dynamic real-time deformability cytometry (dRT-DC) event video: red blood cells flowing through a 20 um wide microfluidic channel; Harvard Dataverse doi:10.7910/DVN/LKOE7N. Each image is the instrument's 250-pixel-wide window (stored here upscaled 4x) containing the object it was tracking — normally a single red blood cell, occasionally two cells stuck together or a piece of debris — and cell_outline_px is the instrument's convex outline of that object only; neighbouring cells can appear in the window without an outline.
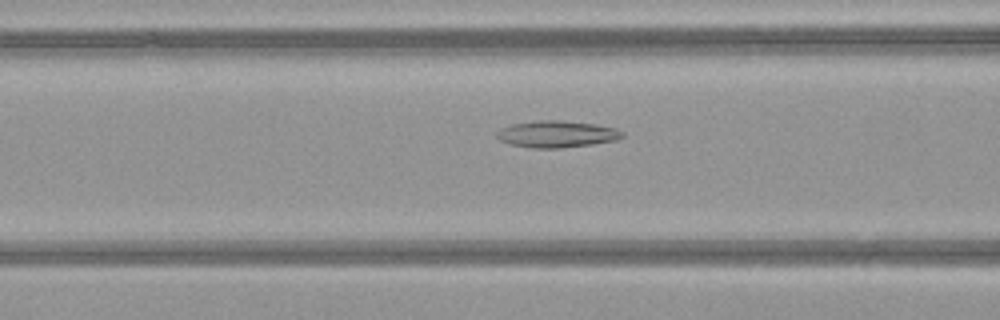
{"species": "common noctule bat (a hibernating species)", "species_latin": "Nyctalus noctula", "temperature_condition": "warm", "stored_images_in_passage": 43, "camera_frame_rate_fps": 3000, "um_per_image_px": 0.085, "animal": {"sex": "female", "body_mass_g": 21.9}, "frame": {"image": 1, "passage_image": 13, "time_ms": 4.0, "image_size_px": [1000, 320], "cell_outline_px": [[624, 136], [616, 140], [592, 144], [560, 148], [532, 148], [508, 144], [500, 140], [496, 136], [496, 132], [500, 128], [512, 124], [536, 120], [560, 120], [596, 124], [616, 128], [624, 132]], "centroid_in_image_um": [47.31, 11.39], "position_along_channel_um": 119.3, "area_um2": 19.71}}
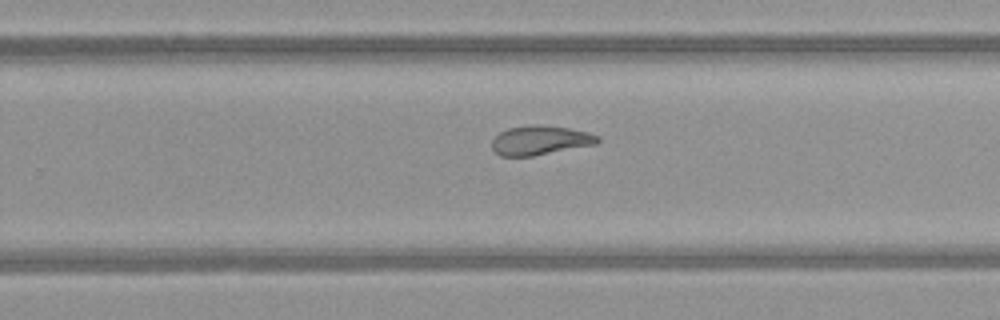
{"frame": {"image": 2, "passage_image": 25, "time_ms": 8.0, "image_size_px": [1000, 320], "cell_outline_px": [[600, 140], [596, 144], [532, 156], [500, 156], [492, 148], [492, 140], [500, 132], [508, 128], [532, 124], [536, 124], [568, 128], [588, 132], [600, 136]], "centroid_in_image_um": [45.92, 11.92], "position_along_channel_um": 283.9, "area_um2": 17.98}}
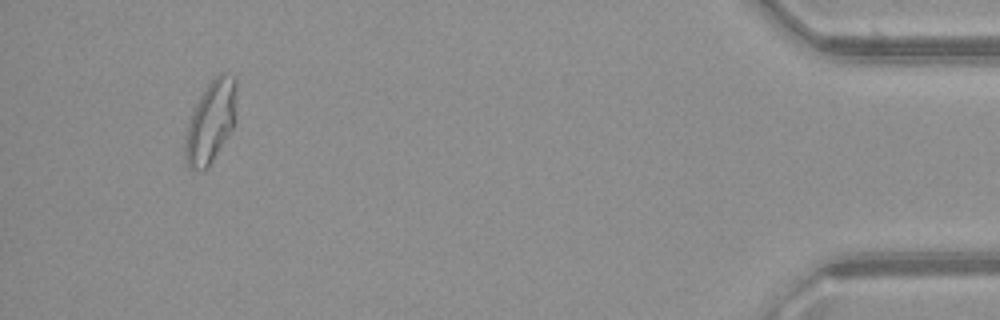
{"frame": {"image": 3, "passage_image": 40, "time_ms": 13.0, "image_size_px": [1000, 320], "cell_outline_px": [[236, 120], [232, 128], [208, 168], [188, 168], [184, 160], [184, 144], [188, 124], [192, 112], [204, 88], [220, 72], [224, 72], [232, 76], [236, 80]], "centroid_in_image_um": [17.92, 10.33], "position_along_channel_um": 417.3, "area_um2": 24.45}, "authors_computed_cell_mechanics": {"area_um2": 20.4612, "velocity_mm_per_s": 4.1186, "shape_relaxation_time_tau1_ms": null, "shape_relaxation_time_tau2_ms": 2.9406, "deformation_change_tau1": null, "deformation_change_tau2": 0.1113}}